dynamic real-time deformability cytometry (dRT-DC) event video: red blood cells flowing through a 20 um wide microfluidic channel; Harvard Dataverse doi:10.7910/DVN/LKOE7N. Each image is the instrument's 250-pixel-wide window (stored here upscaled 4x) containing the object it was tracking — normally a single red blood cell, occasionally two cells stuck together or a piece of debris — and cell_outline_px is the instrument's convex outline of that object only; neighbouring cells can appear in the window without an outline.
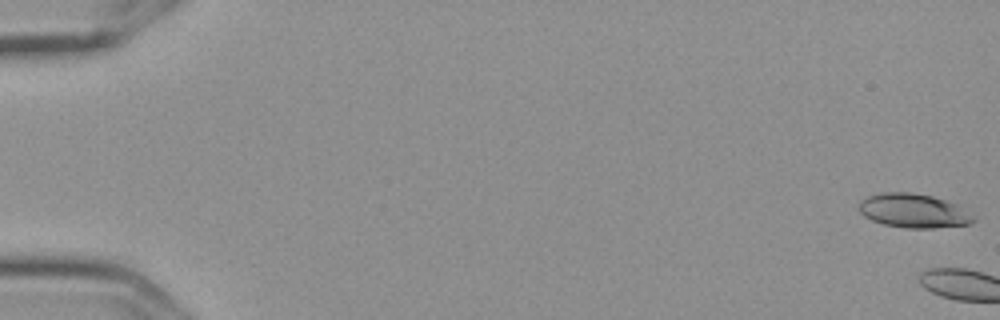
{"species": "Egyptian fruit bat (a non-hibernating species)", "species_latin": "Rousettus aegyptiacus", "temperature_condition": "cold", "stored_images_in_passage": 6, "camera_frame_rate_fps": 3000, "um_per_image_px": 0.085, "frame": {"image": 1, "passage_image": 1, "time_ms": 0.0, "image_size_px": [1000, 320], "cell_outline_px": [[976, 220], [968, 224], [932, 228], [904, 228], [884, 224], [872, 220], [864, 216], [856, 208], [860, 200], [868, 196], [880, 192], [912, 192], [932, 196], [956, 204], [976, 216]], "centroid_in_image_um": [77.62, 17.91], "position_along_channel_um": 7.4, "area_um2": 22.89}}
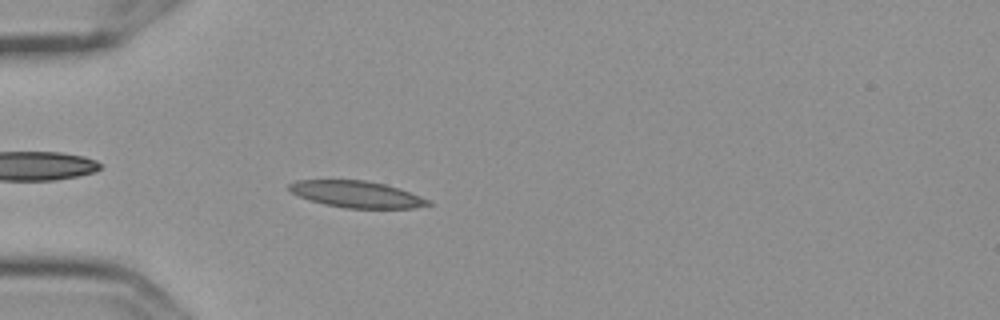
{"frame": {"image": 2, "passage_image": 6, "time_ms": 1.667, "image_size_px": [1000, 320], "cell_outline_px": [[432, 204], [412, 208], [344, 208], [324, 204], [300, 196], [292, 192], [288, 188], [288, 184], [296, 180], [364, 180], [384, 184], [420, 196], [428, 200]], "centroid_in_image_um": [30.28, 16.51], "position_along_channel_um": 54.7, "area_um2": 21.15}}